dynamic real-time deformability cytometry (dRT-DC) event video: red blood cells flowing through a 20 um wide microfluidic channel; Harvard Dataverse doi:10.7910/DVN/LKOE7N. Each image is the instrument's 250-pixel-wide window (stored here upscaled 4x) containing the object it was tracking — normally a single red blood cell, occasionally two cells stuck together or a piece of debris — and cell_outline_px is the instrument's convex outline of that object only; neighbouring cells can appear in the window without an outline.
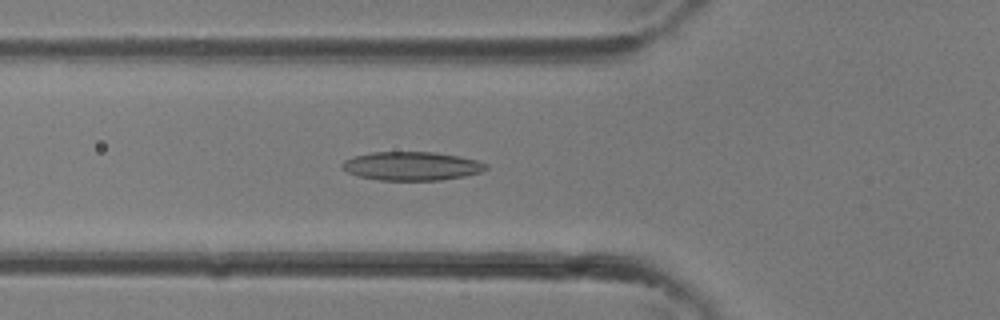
{"species": "common noctule bat (a hibernating species)", "species_latin": "Nyctalus noctula", "temperature_condition": "room temperature", "stored_images_in_passage": 34, "camera_frame_rate_fps": 3000, "um_per_image_px": 0.085, "animal": {"sex": "female"}, "frame": {"image": 1, "passage_image": 12, "time_ms": 3.667, "image_size_px": [1000, 320], "cell_outline_px": [[488, 168], [480, 172], [464, 176], [440, 180], [380, 180], [360, 176], [348, 172], [340, 168], [340, 164], [344, 160], [352, 156], [372, 152], [436, 152], [460, 156], [476, 160], [488, 164]], "centroid_in_image_um": [34.98, 14.1], "position_along_channel_um": 90.8, "area_um2": 24.1}}
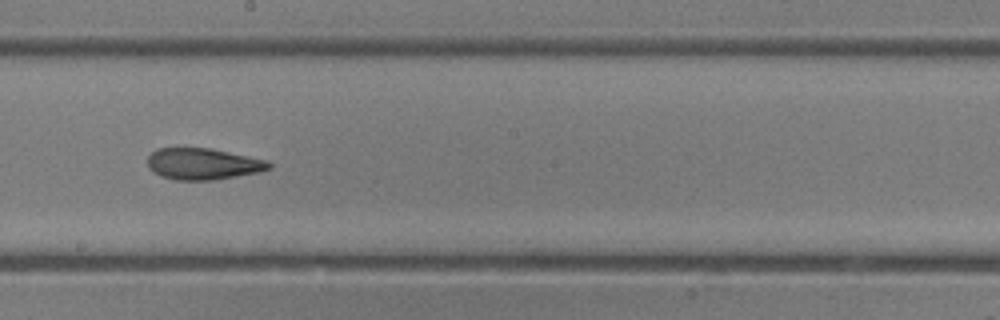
{"frame": {"image": 2, "passage_image": 19, "time_ms": 6.0, "image_size_px": [1000, 320], "cell_outline_px": [[272, 168], [260, 172], [216, 180], [176, 180], [160, 176], [152, 172], [148, 168], [148, 156], [156, 148], [212, 148], [268, 160], [272, 164]], "centroid_in_image_um": [17.27, 13.93], "position_along_channel_um": 230.9, "area_um2": 22.6}}
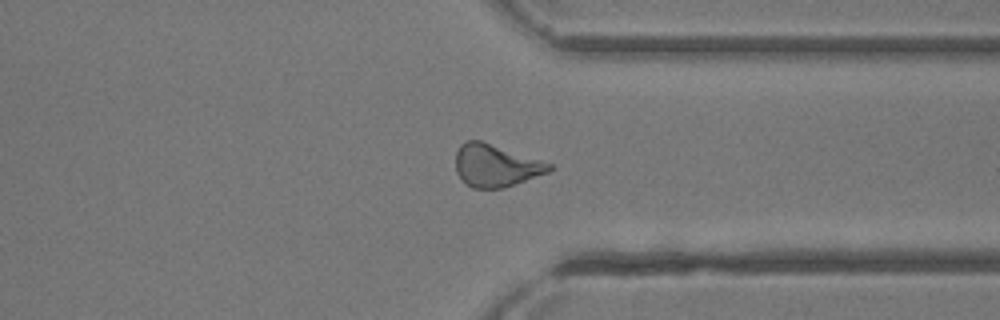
{"frame": {"image": 3, "passage_image": 26, "time_ms": 8.333, "image_size_px": [1000, 320], "cell_outline_px": [[556, 168], [548, 172], [504, 188], [472, 188], [456, 172], [456, 152], [460, 144], [464, 140], [480, 140], [552, 164]], "centroid_in_image_um": [42.13, 14.07], "position_along_channel_um": 369.3, "area_um2": 22.89}}